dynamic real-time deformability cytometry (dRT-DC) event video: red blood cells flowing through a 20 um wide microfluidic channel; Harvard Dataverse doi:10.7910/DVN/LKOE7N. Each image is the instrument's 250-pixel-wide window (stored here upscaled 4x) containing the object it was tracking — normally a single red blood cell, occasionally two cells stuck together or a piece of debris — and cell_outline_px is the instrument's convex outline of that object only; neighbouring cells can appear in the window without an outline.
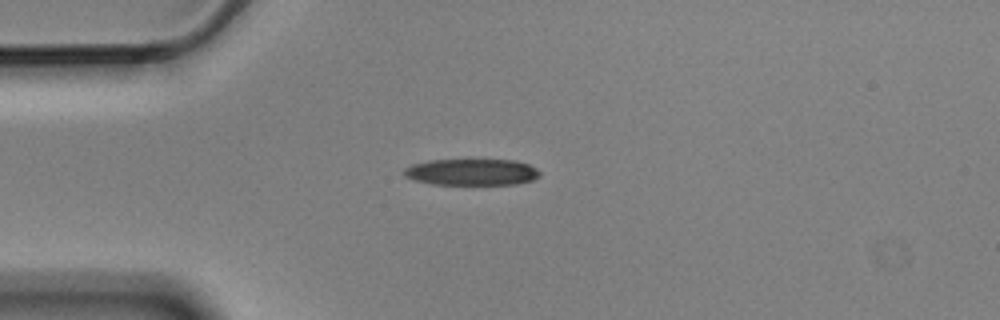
{"species": "Egyptian fruit bat (a non-hibernating species)", "species_latin": "Rousettus aegyptiacus", "temperature_condition": "cold", "stored_images_in_passage": 4, "camera_frame_rate_fps": 3000, "um_per_image_px": 0.085, "animal": {"sex": "male"}, "frame": {"image": 1, "passage_image": 4, "time_ms": 1.0, "image_size_px": [1000, 320], "cell_outline_px": [[540, 176], [532, 180], [516, 184], [432, 184], [416, 180], [404, 176], [404, 168], [412, 164], [428, 160], [516, 160], [528, 164], [536, 168], [540, 172]], "centroid_in_image_um": [40.1, 14.62], "position_along_channel_um": 44.9, "area_um2": 20.87}}